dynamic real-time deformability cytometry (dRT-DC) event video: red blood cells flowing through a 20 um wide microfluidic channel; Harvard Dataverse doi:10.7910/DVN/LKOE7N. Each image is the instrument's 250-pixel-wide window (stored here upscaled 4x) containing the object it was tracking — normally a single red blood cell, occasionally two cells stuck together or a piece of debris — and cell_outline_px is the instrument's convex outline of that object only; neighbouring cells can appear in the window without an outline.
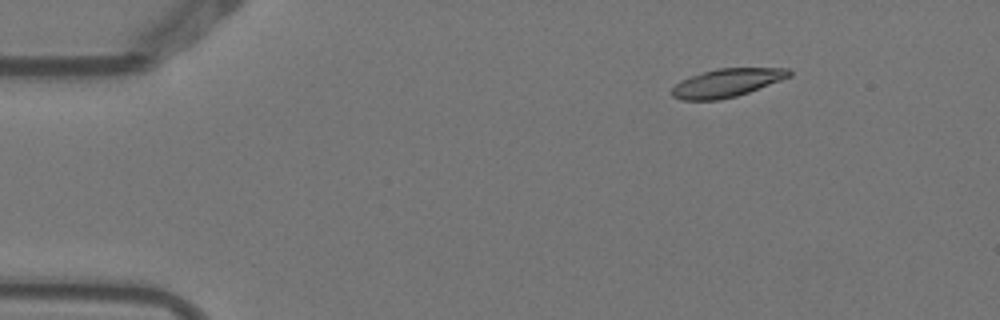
{"species": "Egyptian fruit bat (a non-hibernating species)", "species_latin": "Rousettus aegyptiacus", "temperature_condition": "warm", "stored_images_in_passage": 5, "camera_frame_rate_fps": 3000, "um_per_image_px": 0.085, "animal": {"sex": "female"}, "frame": {"image": 1, "passage_image": 1, "time_ms": 0.0, "image_size_px": [1000, 320], "cell_outline_px": [[792, 76], [748, 92], [736, 96], [720, 100], [680, 100], [672, 96], [668, 92], [680, 80], [716, 68], [788, 68], [792, 72]], "centroid_in_image_um": [61.75, 7.05], "position_along_channel_um": 23.2, "area_um2": 19.36}}
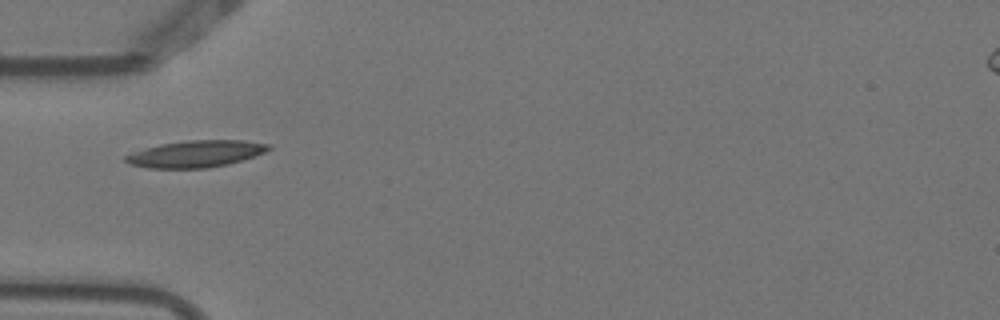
{"frame": {"image": 2, "passage_image": 4, "time_ms": 1.0, "image_size_px": [1000, 320], "cell_outline_px": [[272, 148], [264, 152], [228, 164], [208, 168], [148, 168], [132, 164], [124, 160], [124, 156], [132, 152], [160, 144], [184, 140], [244, 140], [272, 144]], "centroid_in_image_um": [16.65, 13.06], "position_along_channel_um": 68.3, "area_um2": 22.25}}
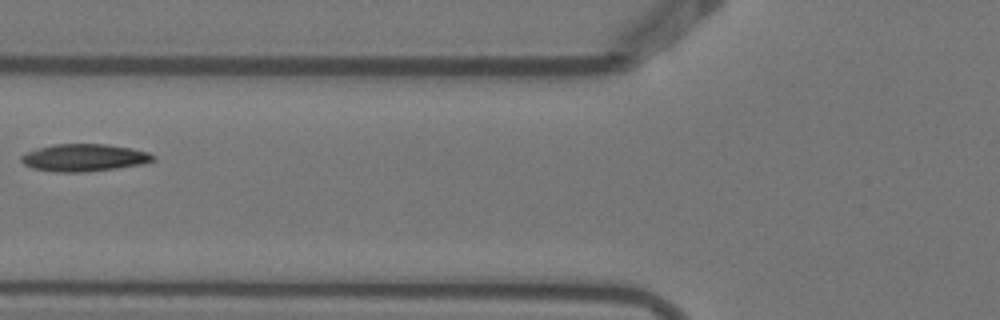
{"frame": {"image": 3, "passage_image": 5, "time_ms": 1.333, "image_size_px": [1000, 320], "cell_outline_px": [[156, 160], [140, 164], [116, 168], [84, 172], [56, 172], [32, 168], [24, 164], [20, 160], [20, 156], [28, 152], [52, 144], [108, 144], [148, 152], [156, 156]], "centroid_in_image_um": [7.15, 13.4], "position_along_channel_um": 118.7, "area_um2": 20.87}}